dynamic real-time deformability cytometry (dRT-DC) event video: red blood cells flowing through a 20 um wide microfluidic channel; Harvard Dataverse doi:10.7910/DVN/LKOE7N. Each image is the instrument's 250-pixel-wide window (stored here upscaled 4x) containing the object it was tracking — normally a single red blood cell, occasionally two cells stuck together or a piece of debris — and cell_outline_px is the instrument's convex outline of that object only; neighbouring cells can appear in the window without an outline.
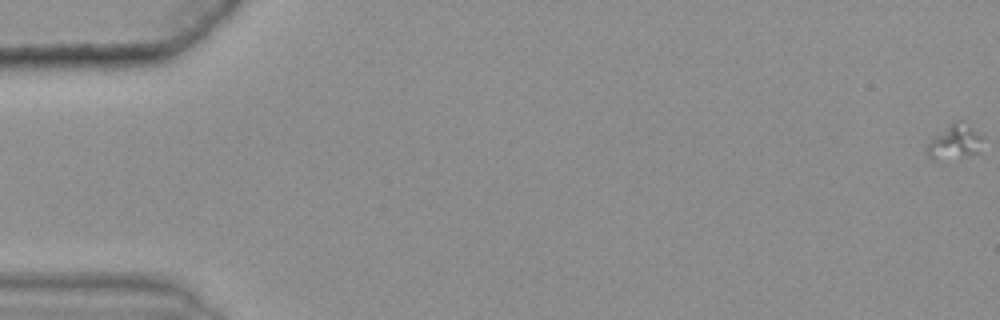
{"species": "common noctule bat (a hibernating species)", "species_latin": "Nyctalus noctula", "temperature_condition": "warm", "stored_images_in_passage": 30, "camera_frame_rate_fps": 3000, "um_per_image_px": 0.085, "animal": {"sex": "female", "body_mass_g": 25.1}, "frame": {"image": 1, "passage_image": 1, "time_ms": 0.0, "image_size_px": [1000, 320], "cell_outline_px": [[984, 136], [980, 152], [936, 160], [932, 160], [928, 156], [928, 140], [956, 120], [960, 120]], "centroid_in_image_um": [81.16, 12.05], "position_along_channel_um": 3.8, "area_um2": 10.98}}